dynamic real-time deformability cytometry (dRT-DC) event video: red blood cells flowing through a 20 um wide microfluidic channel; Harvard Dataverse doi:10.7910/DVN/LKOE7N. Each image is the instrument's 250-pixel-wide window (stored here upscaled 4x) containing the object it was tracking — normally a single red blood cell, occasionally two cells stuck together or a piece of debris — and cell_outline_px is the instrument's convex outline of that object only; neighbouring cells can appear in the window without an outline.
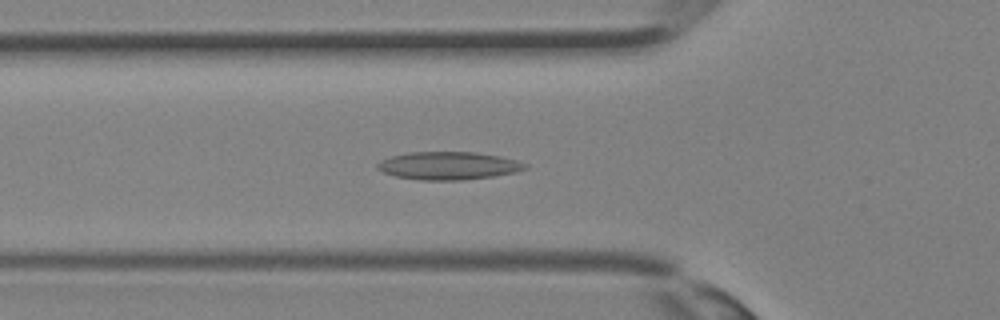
{"species": "Egyptian fruit bat (a non-hibernating species)", "species_latin": "Rousettus aegyptiacus", "temperature_condition": "room temperature", "stored_images_in_passage": 26, "camera_frame_rate_fps": 3000, "um_per_image_px": 0.085, "animal": {"sex": "female"}, "frame": {"image": 1, "passage_image": 5, "time_ms": 1.333, "image_size_px": [1000, 320], "cell_outline_px": [[528, 168], [512, 172], [492, 176], [464, 180], [420, 180], [396, 176], [384, 172], [376, 168], [376, 164], [380, 160], [392, 156], [408, 152], [476, 152], [500, 156], [516, 160], [528, 164]], "centroid_in_image_um": [38.1, 14.08], "position_along_channel_um": 87.7, "area_um2": 23.93}}
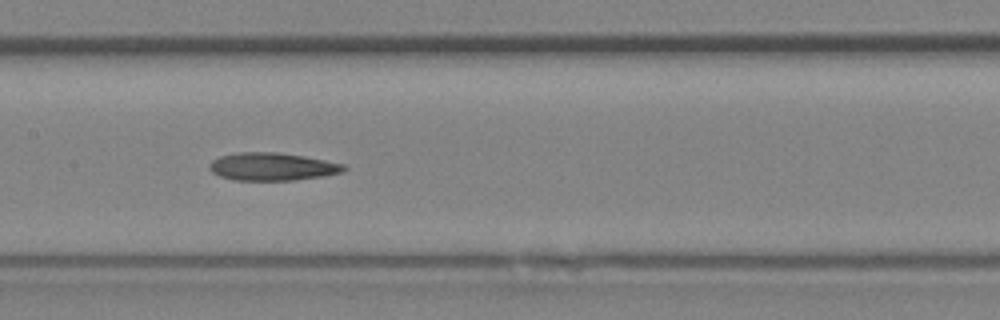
{"frame": {"image": 2, "passage_image": 10, "time_ms": 3.0, "image_size_px": [1000, 320], "cell_outline_px": [[348, 168], [344, 172], [324, 176], [296, 180], [232, 180], [220, 176], [212, 172], [208, 168], [208, 164], [212, 160], [220, 156], [240, 152], [280, 152], [304, 156], [344, 164]], "centroid_in_image_um": [23.15, 14.16], "position_along_channel_um": 184.3, "area_um2": 21.96}}
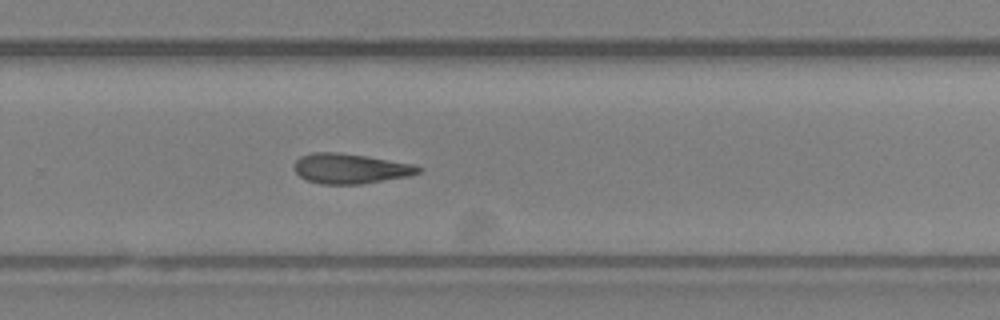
{"frame": {"image": 3, "passage_image": 16, "time_ms": 5.0, "image_size_px": [1000, 320], "cell_outline_px": [[424, 168], [420, 172], [408, 176], [360, 184], [324, 184], [308, 180], [300, 176], [296, 172], [296, 160], [300, 156], [312, 152], [336, 152], [364, 156], [412, 164]], "centroid_in_image_um": [29.78, 14.33], "position_along_channel_um": 300.0, "area_um2": 21.33}}